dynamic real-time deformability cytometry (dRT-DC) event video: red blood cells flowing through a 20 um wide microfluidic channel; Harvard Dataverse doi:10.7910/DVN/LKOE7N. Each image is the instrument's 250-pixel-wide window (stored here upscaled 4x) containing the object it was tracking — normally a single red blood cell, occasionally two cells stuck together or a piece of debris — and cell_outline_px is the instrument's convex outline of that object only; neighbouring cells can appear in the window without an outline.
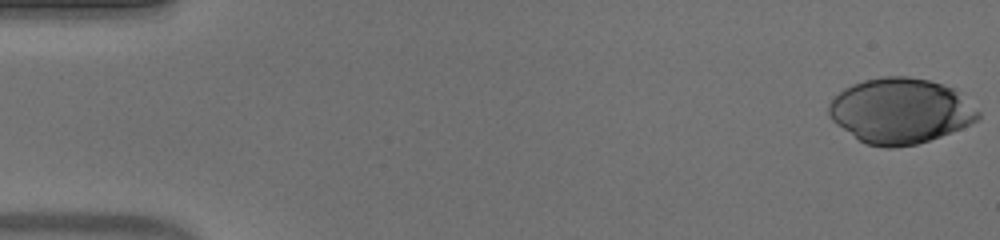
{"species": "human", "species_latin": "Homo sapiens", "temperature_condition": "warm", "stored_images_in_passage": 52, "camera_frame_rate_fps": 3000, "um_per_image_px": 0.085, "donor": {"sex": "male"}, "frame": {"image": 1, "passage_image": 1, "time_ms": 0.0, "image_size_px": [1000, 240], "cell_outline_px": [[980, 116], [976, 120], [960, 128], [940, 136], [916, 144], [896, 148], [888, 148], [868, 144], [860, 140], [836, 124], [828, 116], [828, 104], [844, 88], [852, 84], [864, 80], [884, 76], [908, 76], [928, 80], [952, 88], [960, 92], [980, 112]], "centroid_in_image_um": [76.52, 9.41], "position_along_channel_um": 8.5, "area_um2": 56.47}}
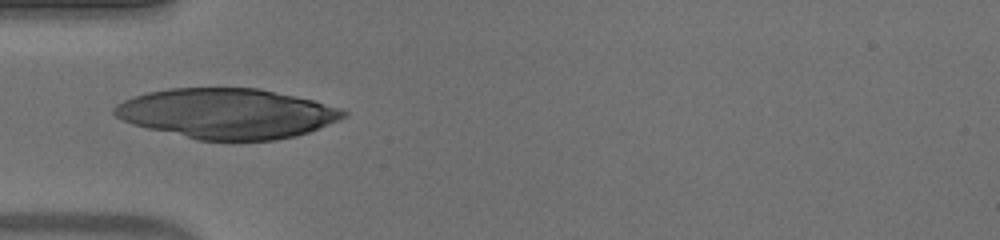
{"frame": {"image": 2, "passage_image": 17, "time_ms": 5.333, "image_size_px": [1000, 240], "cell_outline_px": [[348, 116], [340, 120], [308, 132], [296, 136], [276, 140], [196, 140], [132, 124], [116, 116], [112, 112], [112, 108], [116, 104], [124, 100], [148, 92], [168, 88], [260, 88], [312, 100], [340, 108], [348, 112]], "centroid_in_image_um": [19.3, 9.65], "position_along_channel_um": 65.7, "area_um2": 66.82}}